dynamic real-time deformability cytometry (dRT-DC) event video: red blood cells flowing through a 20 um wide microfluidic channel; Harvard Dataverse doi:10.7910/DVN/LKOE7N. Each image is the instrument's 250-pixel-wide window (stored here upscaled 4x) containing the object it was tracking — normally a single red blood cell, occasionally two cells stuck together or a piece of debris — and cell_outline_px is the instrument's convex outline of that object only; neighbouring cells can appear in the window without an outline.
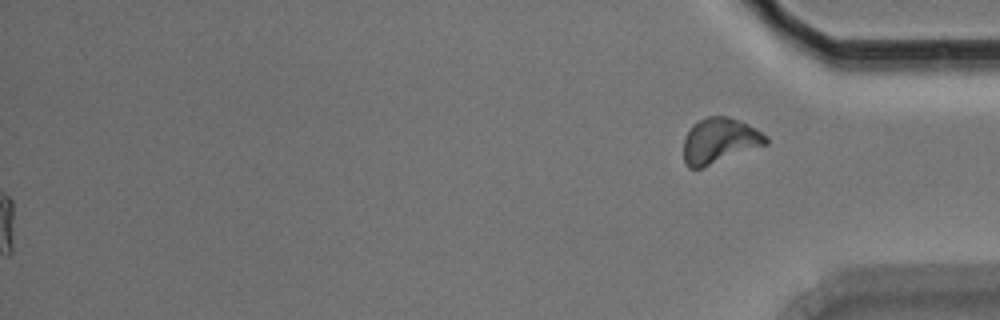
{"species": "Egyptian fruit bat (a non-hibernating species)", "species_latin": "Rousettus aegyptiacus", "temperature_condition": "room temperature", "stored_images_in_passage": 55, "segment_of_instrument_passage": [2, 2], "camera_frame_rate_fps": 3000, "um_per_image_px": 0.085, "animal": {"sex": "male"}, "frame": {"image": 1, "passage_image": 55, "time_ms": 18.0, "image_size_px": [1000, 320], "cell_outline_px": [[768, 144], [700, 168], [688, 168], [684, 160], [684, 136], [692, 124], [708, 116], [728, 116], [740, 120], [756, 128], [768, 136]], "centroid_in_image_um": [61.17, 11.94], "position_along_channel_um": 374.0, "area_um2": 21.79}}